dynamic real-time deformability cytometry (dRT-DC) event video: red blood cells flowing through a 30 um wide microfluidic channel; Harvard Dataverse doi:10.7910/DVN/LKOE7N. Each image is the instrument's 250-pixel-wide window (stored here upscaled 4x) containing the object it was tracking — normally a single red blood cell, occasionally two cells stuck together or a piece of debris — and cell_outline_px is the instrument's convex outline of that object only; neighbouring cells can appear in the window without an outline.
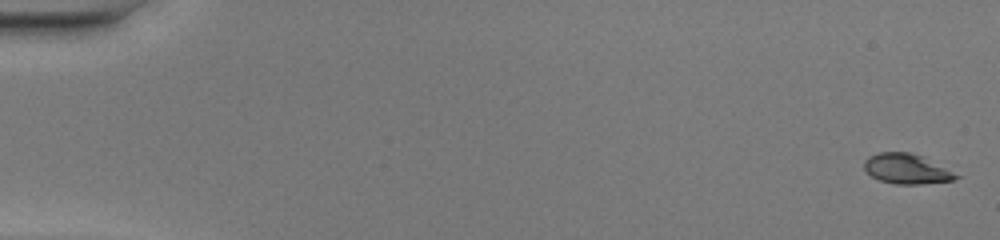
{"species": "common noctule bat (a hibernating species)", "species_latin": "Nyctalus noctula", "temperature_condition": "warm", "stored_images_in_passage": 50, "camera_frame_rate_fps": 3000, "um_per_image_px": 0.085, "animal": {"sex": "female", "body_mass_g": 20.0, "forearm_length_mm": 54.0}, "frame": {"image": 1, "passage_image": 1, "time_ms": 0.0, "image_size_px": [1000, 240], "cell_outline_px": [[960, 176], [952, 180], [920, 184], [896, 184], [880, 180], [872, 176], [864, 168], [864, 160], [868, 156], [880, 152], [912, 152], [924, 156]], "centroid_in_image_um": [77.04, 14.33], "position_along_channel_um": 8.0, "area_um2": 15.95}}
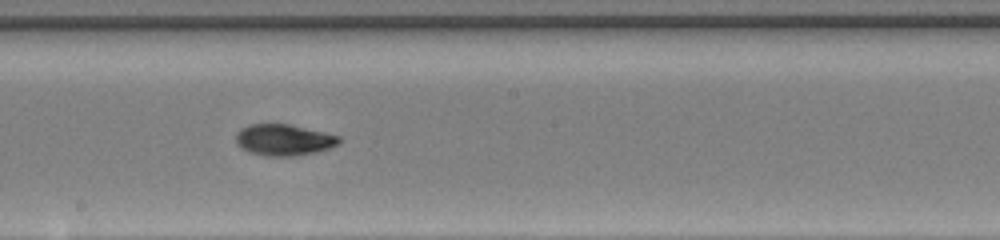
{"frame": {"image": 2, "passage_image": 29, "time_ms": 9.333, "image_size_px": [1000, 240], "cell_outline_px": [[340, 144], [316, 152], [292, 156], [268, 156], [248, 152], [240, 148], [236, 144], [236, 132], [240, 128], [248, 124], [288, 124], [324, 132], [340, 136]], "centroid_in_image_um": [24.08, 11.89], "position_along_channel_um": 224.1, "area_um2": 18.9}}
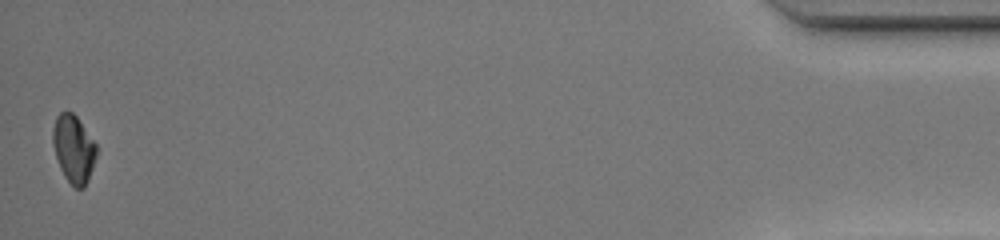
{"frame": {"image": 3, "passage_image": 50, "time_ms": 16.333, "image_size_px": [1000, 240], "cell_outline_px": [[96, 156], [88, 180], [84, 188], [76, 188], [64, 176], [60, 168], [52, 144], [52, 128], [56, 116], [60, 112], [72, 112], [76, 116], [96, 144]], "centroid_in_image_um": [6.23, 12.64], "position_along_channel_um": 429.0, "area_um2": 17.05}, "authors_computed_cell_mechanics": {"area_um2": 18.0336, "velocity_mm_per_s": 4.1744, "shape_relaxation_time_tau1_ms": null, "shape_relaxation_time_tau2_ms": 2.8441, "deformation_change_tau1": null, "deformation_change_tau2": 0.0451}}